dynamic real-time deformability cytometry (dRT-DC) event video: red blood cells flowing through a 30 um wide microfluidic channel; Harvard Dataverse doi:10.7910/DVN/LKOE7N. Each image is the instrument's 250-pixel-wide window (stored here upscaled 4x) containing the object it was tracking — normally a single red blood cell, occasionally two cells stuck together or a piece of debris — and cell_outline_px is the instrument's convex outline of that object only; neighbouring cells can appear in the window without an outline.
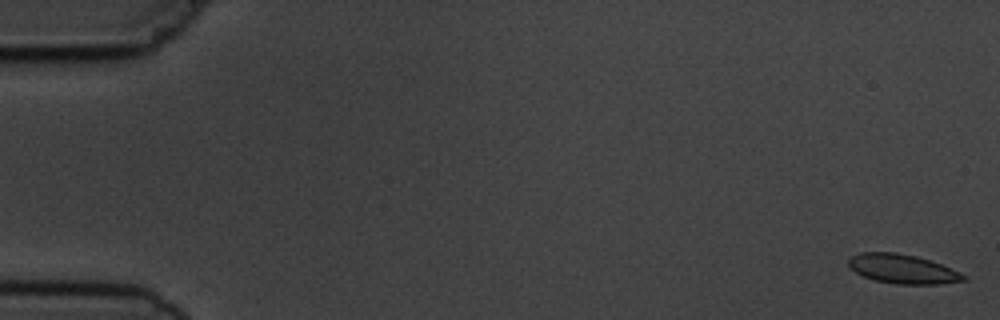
{"species": "common noctule bat (a hibernating species)", "species_latin": "Nyctalus noctula", "temperature_condition": "cold", "stored_images_in_passage": 10, "camera_frame_rate_fps": 3000, "um_per_image_px": 0.085, "animal": {"sex": "male", "body_mass_g": 19.5, "forearm_length_mm": 54.6}, "frame": {"image": 1, "passage_image": 1, "time_ms": 0.0, "image_size_px": [1000, 320], "cell_outline_px": [[968, 280], [940, 284], [896, 284], [876, 280], [864, 276], [856, 272], [848, 264], [848, 260], [852, 256], [860, 252], [896, 252], [916, 256], [940, 264], [960, 272], [968, 276]], "centroid_in_image_um": [76.75, 22.86], "position_along_channel_um": 8.2, "area_um2": 19.48}}
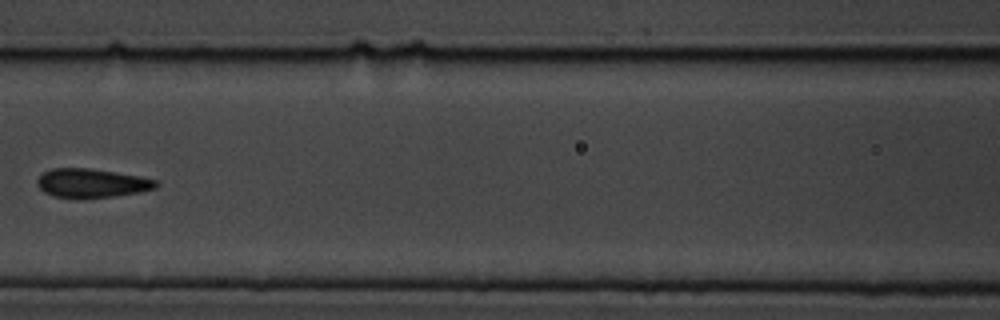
{"frame": {"image": 2, "passage_image": 7, "time_ms": 8.0, "image_size_px": [1000, 320], "cell_outline_px": [[160, 184], [156, 188], [140, 192], [116, 196], [52, 196], [44, 192], [36, 184], [36, 180], [44, 172], [52, 168], [88, 168], [116, 172], [140, 176], [156, 180]], "centroid_in_image_um": [7.82, 15.54], "position_along_channel_um": 158.8, "area_um2": 19.59}}
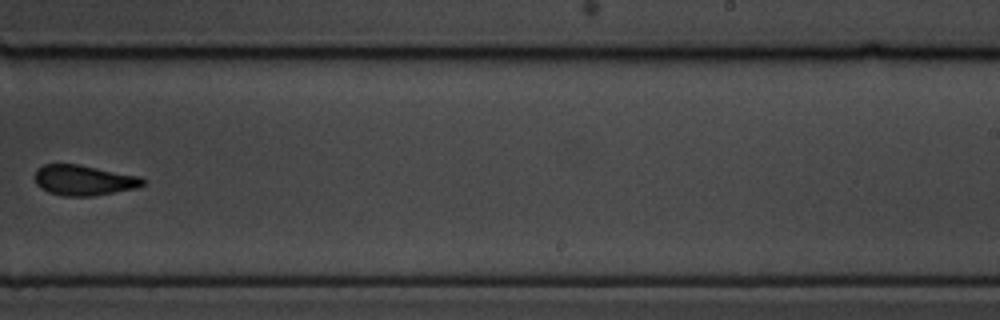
{"frame": {"image": 3, "passage_image": 10, "time_ms": 11.333, "image_size_px": [1000, 320], "cell_outline_px": [[144, 184], [136, 188], [96, 196], [64, 196], [48, 192], [40, 188], [36, 184], [36, 168], [44, 164], [80, 164], [140, 176], [144, 180]], "centroid_in_image_um": [7.12, 15.32], "position_along_channel_um": 281.9, "area_um2": 19.25}}